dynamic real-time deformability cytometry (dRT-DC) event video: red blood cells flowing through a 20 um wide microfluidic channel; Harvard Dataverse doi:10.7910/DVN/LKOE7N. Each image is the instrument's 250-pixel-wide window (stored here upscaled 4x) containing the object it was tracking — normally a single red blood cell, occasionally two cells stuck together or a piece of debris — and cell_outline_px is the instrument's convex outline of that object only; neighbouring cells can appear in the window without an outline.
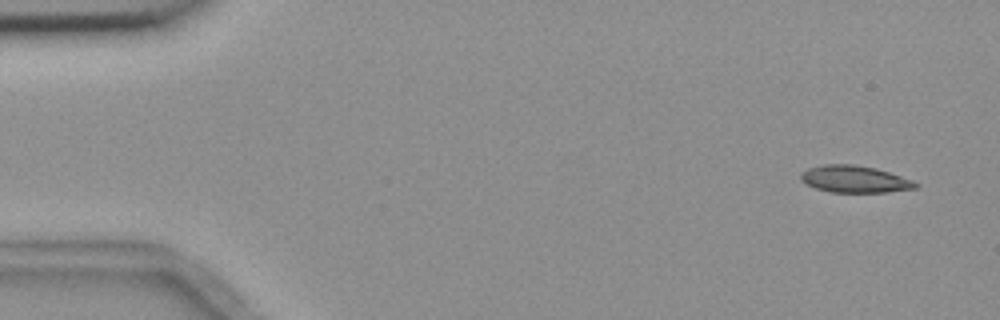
{"species": "common noctule bat (a hibernating species)", "species_latin": "Nyctalus noctula", "temperature_condition": "room temperature", "stored_images_in_passage": 4, "camera_frame_rate_fps": 3000, "um_per_image_px": 0.085, "animal": {"sex": "female", "body_mass_g": 18.4}, "frame": {"image": 1, "passage_image": 1, "time_ms": 0.0, "image_size_px": [1000, 320], "cell_outline_px": [[920, 184], [916, 188], [884, 192], [832, 192], [816, 188], [800, 180], [800, 172], [808, 168], [824, 164], [852, 164], [876, 168], [912, 180]], "centroid_in_image_um": [72.62, 15.22], "position_along_channel_um": 12.4, "area_um2": 17.92}}
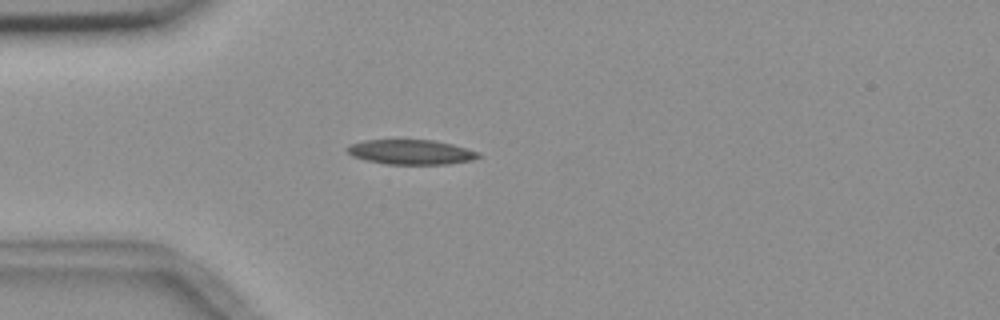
{"frame": {"image": 2, "passage_image": 3, "time_ms": 4.0, "image_size_px": [1000, 320], "cell_outline_px": [[480, 156], [472, 160], [448, 164], [388, 164], [368, 160], [352, 156], [344, 148], [348, 144], [364, 140], [436, 140], [452, 144], [480, 152]], "centroid_in_image_um": [34.92, 12.91], "position_along_channel_um": 50.1, "area_um2": 18.96}}